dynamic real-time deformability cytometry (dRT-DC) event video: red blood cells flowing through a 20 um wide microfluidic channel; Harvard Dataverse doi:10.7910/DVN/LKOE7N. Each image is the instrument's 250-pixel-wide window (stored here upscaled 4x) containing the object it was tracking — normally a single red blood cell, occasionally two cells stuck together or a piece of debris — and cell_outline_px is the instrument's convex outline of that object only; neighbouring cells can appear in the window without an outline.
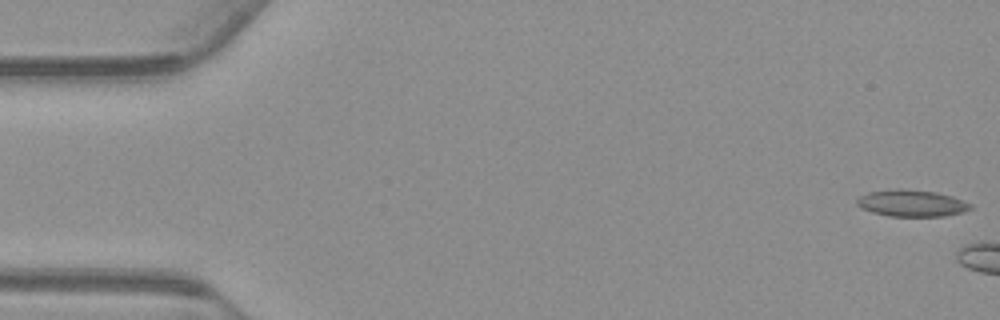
{"species": "common noctule bat (a hibernating species)", "species_latin": "Nyctalus noctula", "temperature_condition": "warm", "stored_images_in_passage": 5, "camera_frame_rate_fps": 3000, "um_per_image_px": 0.085, "animal": {"sex": "male", "body_mass_g": 23.1, "forearm_length_mm": 52.7}, "frame": {"image": 1, "passage_image": 1, "time_ms": 0.0, "image_size_px": [1000, 320], "cell_outline_px": [[972, 208], [964, 212], [944, 216], [888, 216], [872, 212], [860, 208], [856, 204], [856, 200], [860, 196], [868, 192], [896, 188], [900, 188], [936, 192], [952, 196], [972, 204]], "centroid_in_image_um": [77.48, 17.27], "position_along_channel_um": 7.5, "area_um2": 17.8}}